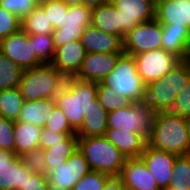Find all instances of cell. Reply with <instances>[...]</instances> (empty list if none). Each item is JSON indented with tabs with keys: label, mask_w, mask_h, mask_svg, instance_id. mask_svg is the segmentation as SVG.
Returning a JSON list of instances; mask_svg holds the SVG:
<instances>
[{
	"label": "cell",
	"mask_w": 190,
	"mask_h": 190,
	"mask_svg": "<svg viewBox=\"0 0 190 190\" xmlns=\"http://www.w3.org/2000/svg\"><path fill=\"white\" fill-rule=\"evenodd\" d=\"M147 144L178 156L190 154L189 120L170 111L157 112Z\"/></svg>",
	"instance_id": "cell-1"
},
{
	"label": "cell",
	"mask_w": 190,
	"mask_h": 190,
	"mask_svg": "<svg viewBox=\"0 0 190 190\" xmlns=\"http://www.w3.org/2000/svg\"><path fill=\"white\" fill-rule=\"evenodd\" d=\"M190 81V59L181 60L166 75L146 86L145 101L157 112L171 111L177 94Z\"/></svg>",
	"instance_id": "cell-2"
},
{
	"label": "cell",
	"mask_w": 190,
	"mask_h": 190,
	"mask_svg": "<svg viewBox=\"0 0 190 190\" xmlns=\"http://www.w3.org/2000/svg\"><path fill=\"white\" fill-rule=\"evenodd\" d=\"M78 149L88 162L90 170L119 176L127 157L105 136L78 137Z\"/></svg>",
	"instance_id": "cell-3"
},
{
	"label": "cell",
	"mask_w": 190,
	"mask_h": 190,
	"mask_svg": "<svg viewBox=\"0 0 190 190\" xmlns=\"http://www.w3.org/2000/svg\"><path fill=\"white\" fill-rule=\"evenodd\" d=\"M102 83L133 102L145 101L146 85L138 74L133 55L123 52L112 72L102 80Z\"/></svg>",
	"instance_id": "cell-4"
},
{
	"label": "cell",
	"mask_w": 190,
	"mask_h": 190,
	"mask_svg": "<svg viewBox=\"0 0 190 190\" xmlns=\"http://www.w3.org/2000/svg\"><path fill=\"white\" fill-rule=\"evenodd\" d=\"M156 113L146 102H133L128 107L111 111L107 116L108 128L140 133L148 139L153 132Z\"/></svg>",
	"instance_id": "cell-5"
},
{
	"label": "cell",
	"mask_w": 190,
	"mask_h": 190,
	"mask_svg": "<svg viewBox=\"0 0 190 190\" xmlns=\"http://www.w3.org/2000/svg\"><path fill=\"white\" fill-rule=\"evenodd\" d=\"M96 96L97 82L80 79L72 92L66 93L56 101V105L76 133L81 129L85 112Z\"/></svg>",
	"instance_id": "cell-6"
},
{
	"label": "cell",
	"mask_w": 190,
	"mask_h": 190,
	"mask_svg": "<svg viewBox=\"0 0 190 190\" xmlns=\"http://www.w3.org/2000/svg\"><path fill=\"white\" fill-rule=\"evenodd\" d=\"M55 83V67L51 63H43L24 69L18 88L25 101L51 99Z\"/></svg>",
	"instance_id": "cell-7"
},
{
	"label": "cell",
	"mask_w": 190,
	"mask_h": 190,
	"mask_svg": "<svg viewBox=\"0 0 190 190\" xmlns=\"http://www.w3.org/2000/svg\"><path fill=\"white\" fill-rule=\"evenodd\" d=\"M162 37V24L156 18L142 22L124 36L123 52L134 56L161 49Z\"/></svg>",
	"instance_id": "cell-8"
},
{
	"label": "cell",
	"mask_w": 190,
	"mask_h": 190,
	"mask_svg": "<svg viewBox=\"0 0 190 190\" xmlns=\"http://www.w3.org/2000/svg\"><path fill=\"white\" fill-rule=\"evenodd\" d=\"M134 57L138 74L146 86L161 79L181 61L180 58L162 48L140 53Z\"/></svg>",
	"instance_id": "cell-9"
},
{
	"label": "cell",
	"mask_w": 190,
	"mask_h": 190,
	"mask_svg": "<svg viewBox=\"0 0 190 190\" xmlns=\"http://www.w3.org/2000/svg\"><path fill=\"white\" fill-rule=\"evenodd\" d=\"M92 9L85 5L69 6L60 29L52 32L55 48L71 41H81L88 25H91Z\"/></svg>",
	"instance_id": "cell-10"
},
{
	"label": "cell",
	"mask_w": 190,
	"mask_h": 190,
	"mask_svg": "<svg viewBox=\"0 0 190 190\" xmlns=\"http://www.w3.org/2000/svg\"><path fill=\"white\" fill-rule=\"evenodd\" d=\"M120 11L121 39L138 24L156 18V0H110Z\"/></svg>",
	"instance_id": "cell-11"
},
{
	"label": "cell",
	"mask_w": 190,
	"mask_h": 190,
	"mask_svg": "<svg viewBox=\"0 0 190 190\" xmlns=\"http://www.w3.org/2000/svg\"><path fill=\"white\" fill-rule=\"evenodd\" d=\"M1 53L23 70L43 64L35 54L33 37L22 29L1 40Z\"/></svg>",
	"instance_id": "cell-12"
},
{
	"label": "cell",
	"mask_w": 190,
	"mask_h": 190,
	"mask_svg": "<svg viewBox=\"0 0 190 190\" xmlns=\"http://www.w3.org/2000/svg\"><path fill=\"white\" fill-rule=\"evenodd\" d=\"M90 171L87 160L77 149L65 163L56 166L48 174L49 184L72 190L78 181Z\"/></svg>",
	"instance_id": "cell-13"
},
{
	"label": "cell",
	"mask_w": 190,
	"mask_h": 190,
	"mask_svg": "<svg viewBox=\"0 0 190 190\" xmlns=\"http://www.w3.org/2000/svg\"><path fill=\"white\" fill-rule=\"evenodd\" d=\"M177 156L174 153L153 148L148 144L140 155L161 190L169 186Z\"/></svg>",
	"instance_id": "cell-14"
},
{
	"label": "cell",
	"mask_w": 190,
	"mask_h": 190,
	"mask_svg": "<svg viewBox=\"0 0 190 190\" xmlns=\"http://www.w3.org/2000/svg\"><path fill=\"white\" fill-rule=\"evenodd\" d=\"M26 173H32L19 155L0 149V190H19Z\"/></svg>",
	"instance_id": "cell-15"
},
{
	"label": "cell",
	"mask_w": 190,
	"mask_h": 190,
	"mask_svg": "<svg viewBox=\"0 0 190 190\" xmlns=\"http://www.w3.org/2000/svg\"><path fill=\"white\" fill-rule=\"evenodd\" d=\"M119 177L124 188L129 190H161L140 157L127 158Z\"/></svg>",
	"instance_id": "cell-16"
},
{
	"label": "cell",
	"mask_w": 190,
	"mask_h": 190,
	"mask_svg": "<svg viewBox=\"0 0 190 190\" xmlns=\"http://www.w3.org/2000/svg\"><path fill=\"white\" fill-rule=\"evenodd\" d=\"M122 53H86L78 71L82 80L102 82L112 72Z\"/></svg>",
	"instance_id": "cell-17"
},
{
	"label": "cell",
	"mask_w": 190,
	"mask_h": 190,
	"mask_svg": "<svg viewBox=\"0 0 190 190\" xmlns=\"http://www.w3.org/2000/svg\"><path fill=\"white\" fill-rule=\"evenodd\" d=\"M86 53H123V40L105 33L92 24L88 25L81 38Z\"/></svg>",
	"instance_id": "cell-18"
},
{
	"label": "cell",
	"mask_w": 190,
	"mask_h": 190,
	"mask_svg": "<svg viewBox=\"0 0 190 190\" xmlns=\"http://www.w3.org/2000/svg\"><path fill=\"white\" fill-rule=\"evenodd\" d=\"M156 19L161 24L190 30V1L156 0Z\"/></svg>",
	"instance_id": "cell-19"
},
{
	"label": "cell",
	"mask_w": 190,
	"mask_h": 190,
	"mask_svg": "<svg viewBox=\"0 0 190 190\" xmlns=\"http://www.w3.org/2000/svg\"><path fill=\"white\" fill-rule=\"evenodd\" d=\"M162 49L181 60L190 59V30L172 24H162Z\"/></svg>",
	"instance_id": "cell-20"
},
{
	"label": "cell",
	"mask_w": 190,
	"mask_h": 190,
	"mask_svg": "<svg viewBox=\"0 0 190 190\" xmlns=\"http://www.w3.org/2000/svg\"><path fill=\"white\" fill-rule=\"evenodd\" d=\"M104 136L127 158H139L147 145V139L136 132L108 128Z\"/></svg>",
	"instance_id": "cell-21"
},
{
	"label": "cell",
	"mask_w": 190,
	"mask_h": 190,
	"mask_svg": "<svg viewBox=\"0 0 190 190\" xmlns=\"http://www.w3.org/2000/svg\"><path fill=\"white\" fill-rule=\"evenodd\" d=\"M108 112L99 103L98 98L92 100V105L85 112L81 129L76 133L78 137H102L105 135Z\"/></svg>",
	"instance_id": "cell-22"
},
{
	"label": "cell",
	"mask_w": 190,
	"mask_h": 190,
	"mask_svg": "<svg viewBox=\"0 0 190 190\" xmlns=\"http://www.w3.org/2000/svg\"><path fill=\"white\" fill-rule=\"evenodd\" d=\"M86 51L81 41H71L56 48L52 65L55 68L78 72Z\"/></svg>",
	"instance_id": "cell-23"
},
{
	"label": "cell",
	"mask_w": 190,
	"mask_h": 190,
	"mask_svg": "<svg viewBox=\"0 0 190 190\" xmlns=\"http://www.w3.org/2000/svg\"><path fill=\"white\" fill-rule=\"evenodd\" d=\"M91 24L105 33L121 38L120 11L110 1L92 9Z\"/></svg>",
	"instance_id": "cell-24"
},
{
	"label": "cell",
	"mask_w": 190,
	"mask_h": 190,
	"mask_svg": "<svg viewBox=\"0 0 190 190\" xmlns=\"http://www.w3.org/2000/svg\"><path fill=\"white\" fill-rule=\"evenodd\" d=\"M15 154L21 156L40 147L42 127L28 122L14 121Z\"/></svg>",
	"instance_id": "cell-25"
},
{
	"label": "cell",
	"mask_w": 190,
	"mask_h": 190,
	"mask_svg": "<svg viewBox=\"0 0 190 190\" xmlns=\"http://www.w3.org/2000/svg\"><path fill=\"white\" fill-rule=\"evenodd\" d=\"M56 106V101L52 99L25 101L17 121L28 122L43 128Z\"/></svg>",
	"instance_id": "cell-26"
},
{
	"label": "cell",
	"mask_w": 190,
	"mask_h": 190,
	"mask_svg": "<svg viewBox=\"0 0 190 190\" xmlns=\"http://www.w3.org/2000/svg\"><path fill=\"white\" fill-rule=\"evenodd\" d=\"M77 149V134L69 135L64 141L51 144L49 148L44 149L47 174L56 166L65 163Z\"/></svg>",
	"instance_id": "cell-27"
},
{
	"label": "cell",
	"mask_w": 190,
	"mask_h": 190,
	"mask_svg": "<svg viewBox=\"0 0 190 190\" xmlns=\"http://www.w3.org/2000/svg\"><path fill=\"white\" fill-rule=\"evenodd\" d=\"M24 102L18 87L0 90V117L17 121Z\"/></svg>",
	"instance_id": "cell-28"
},
{
	"label": "cell",
	"mask_w": 190,
	"mask_h": 190,
	"mask_svg": "<svg viewBox=\"0 0 190 190\" xmlns=\"http://www.w3.org/2000/svg\"><path fill=\"white\" fill-rule=\"evenodd\" d=\"M21 29L29 35H46L52 34L54 27L40 6L35 7L34 10L22 20Z\"/></svg>",
	"instance_id": "cell-29"
},
{
	"label": "cell",
	"mask_w": 190,
	"mask_h": 190,
	"mask_svg": "<svg viewBox=\"0 0 190 190\" xmlns=\"http://www.w3.org/2000/svg\"><path fill=\"white\" fill-rule=\"evenodd\" d=\"M23 69L10 58L0 53V90L17 88Z\"/></svg>",
	"instance_id": "cell-30"
},
{
	"label": "cell",
	"mask_w": 190,
	"mask_h": 190,
	"mask_svg": "<svg viewBox=\"0 0 190 190\" xmlns=\"http://www.w3.org/2000/svg\"><path fill=\"white\" fill-rule=\"evenodd\" d=\"M168 187L190 190V154L177 156Z\"/></svg>",
	"instance_id": "cell-31"
},
{
	"label": "cell",
	"mask_w": 190,
	"mask_h": 190,
	"mask_svg": "<svg viewBox=\"0 0 190 190\" xmlns=\"http://www.w3.org/2000/svg\"><path fill=\"white\" fill-rule=\"evenodd\" d=\"M80 80L78 72L55 68V86L51 99L57 101L66 93L72 92Z\"/></svg>",
	"instance_id": "cell-32"
},
{
	"label": "cell",
	"mask_w": 190,
	"mask_h": 190,
	"mask_svg": "<svg viewBox=\"0 0 190 190\" xmlns=\"http://www.w3.org/2000/svg\"><path fill=\"white\" fill-rule=\"evenodd\" d=\"M96 97L108 113L122 107H128L133 103L128 97L119 95L102 82L97 83Z\"/></svg>",
	"instance_id": "cell-33"
},
{
	"label": "cell",
	"mask_w": 190,
	"mask_h": 190,
	"mask_svg": "<svg viewBox=\"0 0 190 190\" xmlns=\"http://www.w3.org/2000/svg\"><path fill=\"white\" fill-rule=\"evenodd\" d=\"M31 36L33 37V47L36 57L42 63H52L56 52L52 34H38Z\"/></svg>",
	"instance_id": "cell-34"
},
{
	"label": "cell",
	"mask_w": 190,
	"mask_h": 190,
	"mask_svg": "<svg viewBox=\"0 0 190 190\" xmlns=\"http://www.w3.org/2000/svg\"><path fill=\"white\" fill-rule=\"evenodd\" d=\"M41 7L45 11L54 29H60L64 14L68 13L69 6L62 0L44 2Z\"/></svg>",
	"instance_id": "cell-35"
},
{
	"label": "cell",
	"mask_w": 190,
	"mask_h": 190,
	"mask_svg": "<svg viewBox=\"0 0 190 190\" xmlns=\"http://www.w3.org/2000/svg\"><path fill=\"white\" fill-rule=\"evenodd\" d=\"M20 157L23 164L28 167L32 173L47 174L43 148L39 147L31 151H27Z\"/></svg>",
	"instance_id": "cell-36"
},
{
	"label": "cell",
	"mask_w": 190,
	"mask_h": 190,
	"mask_svg": "<svg viewBox=\"0 0 190 190\" xmlns=\"http://www.w3.org/2000/svg\"><path fill=\"white\" fill-rule=\"evenodd\" d=\"M110 177L105 173L90 170L78 181L72 190H102L105 182Z\"/></svg>",
	"instance_id": "cell-37"
},
{
	"label": "cell",
	"mask_w": 190,
	"mask_h": 190,
	"mask_svg": "<svg viewBox=\"0 0 190 190\" xmlns=\"http://www.w3.org/2000/svg\"><path fill=\"white\" fill-rule=\"evenodd\" d=\"M22 21L13 13L0 6V39L21 30Z\"/></svg>",
	"instance_id": "cell-38"
},
{
	"label": "cell",
	"mask_w": 190,
	"mask_h": 190,
	"mask_svg": "<svg viewBox=\"0 0 190 190\" xmlns=\"http://www.w3.org/2000/svg\"><path fill=\"white\" fill-rule=\"evenodd\" d=\"M14 121L0 117V149L15 153Z\"/></svg>",
	"instance_id": "cell-39"
},
{
	"label": "cell",
	"mask_w": 190,
	"mask_h": 190,
	"mask_svg": "<svg viewBox=\"0 0 190 190\" xmlns=\"http://www.w3.org/2000/svg\"><path fill=\"white\" fill-rule=\"evenodd\" d=\"M170 112L190 120V81L187 86L177 94L176 101Z\"/></svg>",
	"instance_id": "cell-40"
},
{
	"label": "cell",
	"mask_w": 190,
	"mask_h": 190,
	"mask_svg": "<svg viewBox=\"0 0 190 190\" xmlns=\"http://www.w3.org/2000/svg\"><path fill=\"white\" fill-rule=\"evenodd\" d=\"M0 6L15 14L21 21L35 8L31 3L25 0H0Z\"/></svg>",
	"instance_id": "cell-41"
},
{
	"label": "cell",
	"mask_w": 190,
	"mask_h": 190,
	"mask_svg": "<svg viewBox=\"0 0 190 190\" xmlns=\"http://www.w3.org/2000/svg\"><path fill=\"white\" fill-rule=\"evenodd\" d=\"M46 129L53 130L55 132H75L69 125L67 118L62 110L56 106L53 113L47 119L45 124Z\"/></svg>",
	"instance_id": "cell-42"
},
{
	"label": "cell",
	"mask_w": 190,
	"mask_h": 190,
	"mask_svg": "<svg viewBox=\"0 0 190 190\" xmlns=\"http://www.w3.org/2000/svg\"><path fill=\"white\" fill-rule=\"evenodd\" d=\"M48 184L47 174L26 173L25 182L19 190H47Z\"/></svg>",
	"instance_id": "cell-43"
},
{
	"label": "cell",
	"mask_w": 190,
	"mask_h": 190,
	"mask_svg": "<svg viewBox=\"0 0 190 190\" xmlns=\"http://www.w3.org/2000/svg\"><path fill=\"white\" fill-rule=\"evenodd\" d=\"M76 132H55L50 129L42 128L40 137V148L47 149L51 144H56L64 141L69 135H74Z\"/></svg>",
	"instance_id": "cell-44"
},
{
	"label": "cell",
	"mask_w": 190,
	"mask_h": 190,
	"mask_svg": "<svg viewBox=\"0 0 190 190\" xmlns=\"http://www.w3.org/2000/svg\"><path fill=\"white\" fill-rule=\"evenodd\" d=\"M124 188L122 179L119 176H111L102 190H122Z\"/></svg>",
	"instance_id": "cell-45"
},
{
	"label": "cell",
	"mask_w": 190,
	"mask_h": 190,
	"mask_svg": "<svg viewBox=\"0 0 190 190\" xmlns=\"http://www.w3.org/2000/svg\"><path fill=\"white\" fill-rule=\"evenodd\" d=\"M109 1L110 0H84V5L93 9Z\"/></svg>",
	"instance_id": "cell-46"
},
{
	"label": "cell",
	"mask_w": 190,
	"mask_h": 190,
	"mask_svg": "<svg viewBox=\"0 0 190 190\" xmlns=\"http://www.w3.org/2000/svg\"><path fill=\"white\" fill-rule=\"evenodd\" d=\"M62 1H64L68 6L84 5V0H62Z\"/></svg>",
	"instance_id": "cell-47"
},
{
	"label": "cell",
	"mask_w": 190,
	"mask_h": 190,
	"mask_svg": "<svg viewBox=\"0 0 190 190\" xmlns=\"http://www.w3.org/2000/svg\"><path fill=\"white\" fill-rule=\"evenodd\" d=\"M25 1L31 3L34 7H40L44 3V0H25Z\"/></svg>",
	"instance_id": "cell-48"
},
{
	"label": "cell",
	"mask_w": 190,
	"mask_h": 190,
	"mask_svg": "<svg viewBox=\"0 0 190 190\" xmlns=\"http://www.w3.org/2000/svg\"><path fill=\"white\" fill-rule=\"evenodd\" d=\"M47 190H69V189H64L62 187L53 185V184H48V189Z\"/></svg>",
	"instance_id": "cell-49"
},
{
	"label": "cell",
	"mask_w": 190,
	"mask_h": 190,
	"mask_svg": "<svg viewBox=\"0 0 190 190\" xmlns=\"http://www.w3.org/2000/svg\"><path fill=\"white\" fill-rule=\"evenodd\" d=\"M162 190H175V189H173V188H171V187H167V188H164V189H162Z\"/></svg>",
	"instance_id": "cell-50"
},
{
	"label": "cell",
	"mask_w": 190,
	"mask_h": 190,
	"mask_svg": "<svg viewBox=\"0 0 190 190\" xmlns=\"http://www.w3.org/2000/svg\"><path fill=\"white\" fill-rule=\"evenodd\" d=\"M172 1H182V2L185 1L186 2V1H190V0H172Z\"/></svg>",
	"instance_id": "cell-51"
},
{
	"label": "cell",
	"mask_w": 190,
	"mask_h": 190,
	"mask_svg": "<svg viewBox=\"0 0 190 190\" xmlns=\"http://www.w3.org/2000/svg\"><path fill=\"white\" fill-rule=\"evenodd\" d=\"M48 1H56V0H44V2H48Z\"/></svg>",
	"instance_id": "cell-52"
}]
</instances>
